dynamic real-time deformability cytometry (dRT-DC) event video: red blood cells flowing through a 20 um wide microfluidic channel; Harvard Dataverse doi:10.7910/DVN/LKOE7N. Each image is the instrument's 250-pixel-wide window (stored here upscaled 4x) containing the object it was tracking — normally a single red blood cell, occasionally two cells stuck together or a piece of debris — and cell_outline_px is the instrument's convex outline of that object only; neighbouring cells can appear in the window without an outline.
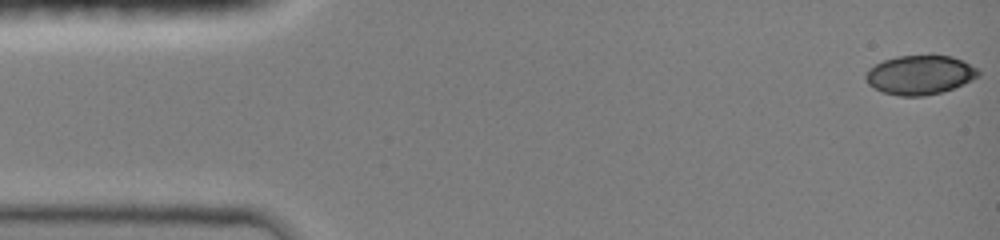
{"species": "common noctule bat (a hibernating species)", "species_latin": "Nyctalus noctula", "temperature_condition": "room temperature", "stored_images_in_passage": 48, "camera_frame_rate_fps": 3000, "um_per_image_px": 0.085, "animal": {"sex": "female", "body_mass_g": 19.0, "forearm_length_mm": 51.5}, "frame": {"image": 1, "passage_image": 1, "time_ms": 0.0, "image_size_px": [1000, 240], "cell_outline_px": [[980, 76], [952, 88], [940, 92], [924, 96], [900, 96], [880, 92], [868, 84], [864, 76], [868, 68], [884, 60], [896, 56], [932, 52], [952, 56], [976, 68], [980, 72]], "centroid_in_image_um": [78.15, 6.32], "position_along_channel_um": 6.8, "area_um2": 26.3}}
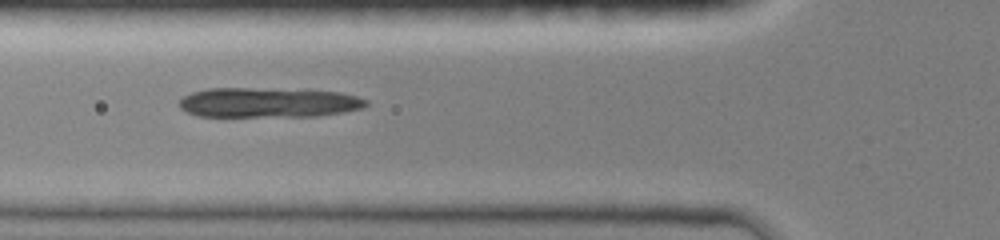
{"frame": {"image": 2, "passage_image": 17, "time_ms": 5.333, "image_size_px": [1000, 240], "cell_outline_px": [[368, 104], [364, 108], [316, 116], [196, 116], [180, 108], [180, 100], [184, 96], [192, 92], [208, 88], [252, 88], [340, 92], [356, 96], [368, 100]], "centroid_in_image_um": [22.79, 8.72], "position_along_channel_um": 103.0, "area_um2": 32.19}}
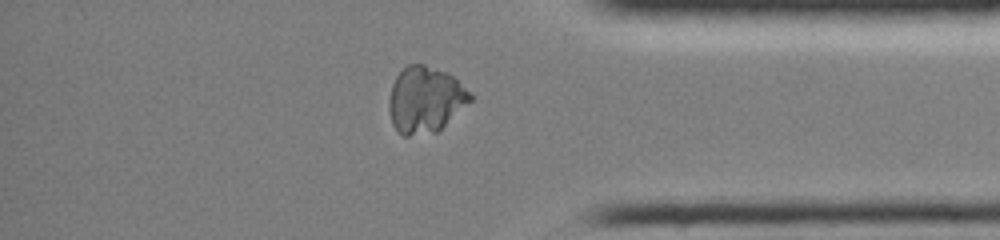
{"frame": {"image": 3, "passage_image": 39, "time_ms": 12.667, "image_size_px": [1000, 240], "cell_outline_px": [[472, 100], [436, 132], [408, 136], [404, 136], [396, 132], [392, 124], [388, 108], [388, 100], [392, 84], [396, 76], [408, 64], [424, 64], [444, 72], [452, 76], [472, 96]], "centroid_in_image_um": [36.09, 8.49], "position_along_channel_um": 399.1, "area_um2": 31.04}}